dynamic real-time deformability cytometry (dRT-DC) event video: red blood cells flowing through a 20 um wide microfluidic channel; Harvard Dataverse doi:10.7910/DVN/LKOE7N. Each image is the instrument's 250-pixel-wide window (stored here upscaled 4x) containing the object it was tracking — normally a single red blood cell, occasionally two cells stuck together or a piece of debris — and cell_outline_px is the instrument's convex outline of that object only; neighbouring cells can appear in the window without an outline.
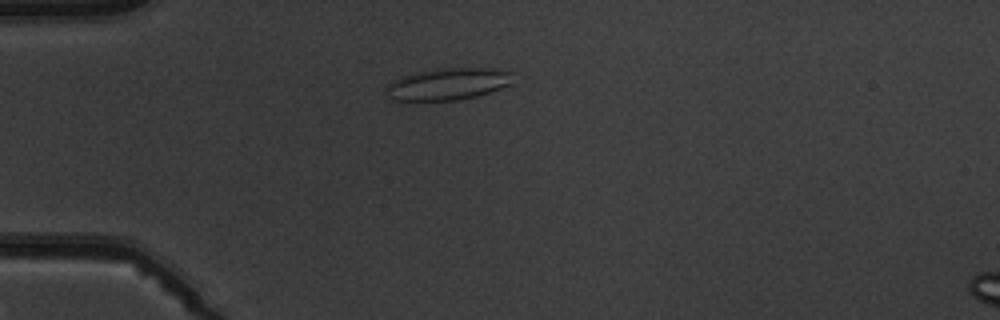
{"species": "common noctule bat (a hibernating species)", "species_latin": "Nyctalus noctula", "temperature_condition": "warm", "stored_images_in_passage": 5, "camera_frame_rate_fps": 3000, "um_per_image_px": 0.085, "animal": {"sex": "male", "body_mass_g": 19.5, "forearm_length_mm": 54.6}, "frame": {"image": 1, "passage_image": 3, "time_ms": 2.333, "image_size_px": [1000, 320], "cell_outline_px": [[512, 84], [476, 96], [460, 100], [392, 100], [384, 92], [384, 88], [392, 80], [416, 72], [444, 68], [484, 68], [512, 72]], "centroid_in_image_um": [38.03, 7.15], "position_along_channel_um": 47.0, "area_um2": 23.41}}
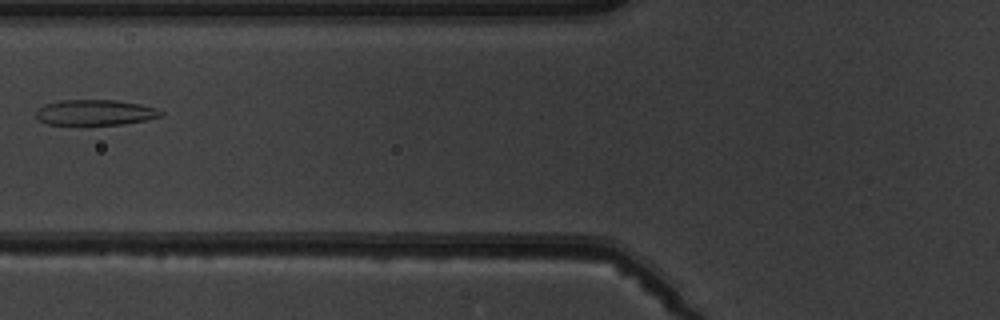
{"frame": {"image": 2, "passage_image": 5, "time_ms": 4.667, "image_size_px": [1000, 320], "cell_outline_px": [[164, 116], [124, 124], [48, 124], [40, 120], [36, 116], [36, 112], [44, 104], [60, 100], [116, 100], [140, 104], [156, 108], [164, 112]], "centroid_in_image_um": [8.13, 9.55], "position_along_channel_um": 117.7, "area_um2": 18.44}}